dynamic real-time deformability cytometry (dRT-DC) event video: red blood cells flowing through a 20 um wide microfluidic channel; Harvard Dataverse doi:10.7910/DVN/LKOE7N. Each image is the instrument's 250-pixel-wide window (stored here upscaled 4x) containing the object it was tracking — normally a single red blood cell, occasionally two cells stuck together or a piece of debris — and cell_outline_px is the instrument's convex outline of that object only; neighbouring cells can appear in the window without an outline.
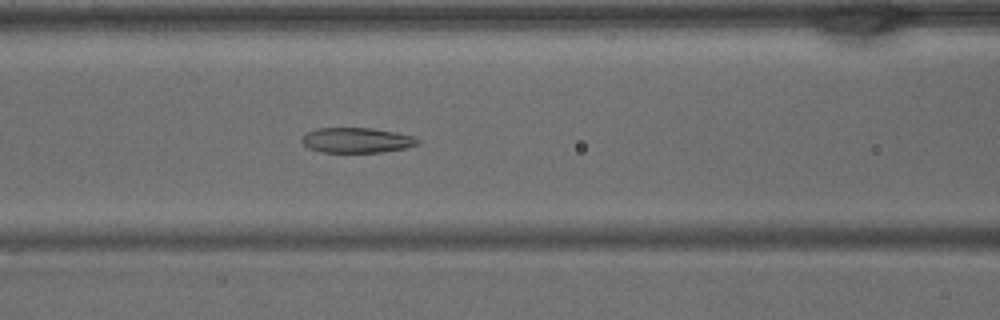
{"species": "common noctule bat (a hibernating species)", "species_latin": "Nyctalus noctula", "temperature_condition": "warm", "stored_images_in_passage": 33, "camera_frame_rate_fps": 3000, "um_per_image_px": 0.085, "animal": {"sex": "male", "body_mass_g": 15.6}, "frame": {"image": 1, "passage_image": 11, "time_ms": 3.333, "image_size_px": [1000, 320], "cell_outline_px": [[420, 144], [404, 148], [380, 152], [320, 152], [308, 148], [300, 140], [308, 132], [316, 128], [372, 128], [416, 136], [420, 140]], "centroid_in_image_um": [30.34, 11.92], "position_along_channel_um": 136.3, "area_um2": 16.99}}
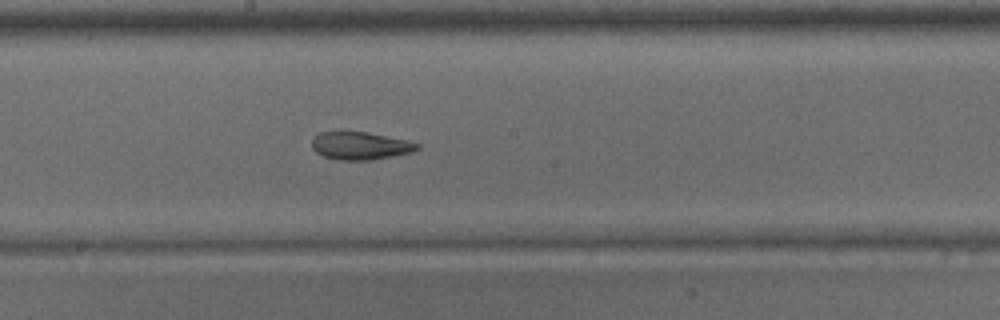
{"frame": {"image": 2, "passage_image": 16, "time_ms": 5.0, "image_size_px": [1000, 320], "cell_outline_px": [[420, 148], [412, 152], [372, 160], [340, 160], [324, 156], [316, 152], [312, 148], [312, 140], [320, 132], [368, 132], [408, 140], [420, 144]], "centroid_in_image_um": [30.66, 12.39], "position_along_channel_um": 217.5, "area_um2": 16.99}}
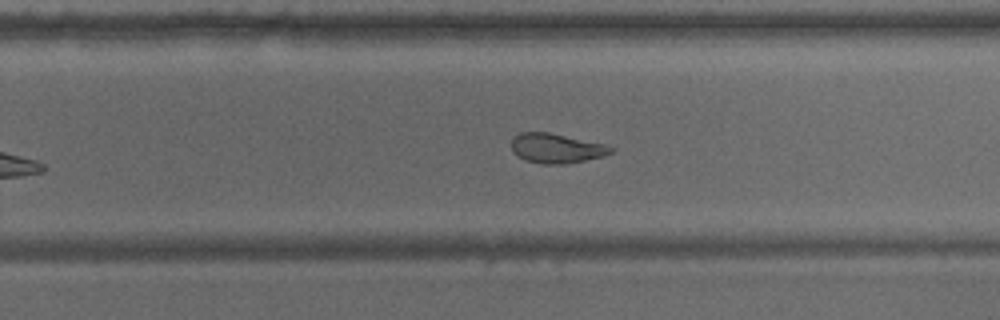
{"frame": {"image": 3, "passage_image": 20, "time_ms": 6.333, "image_size_px": [1000, 320], "cell_outline_px": [[616, 152], [604, 156], [564, 164], [540, 164], [524, 160], [516, 156], [512, 152], [512, 136], [520, 132], [548, 132], [604, 144], [616, 148]], "centroid_in_image_um": [47.28, 12.61], "position_along_channel_um": 282.5, "area_um2": 17.4}}